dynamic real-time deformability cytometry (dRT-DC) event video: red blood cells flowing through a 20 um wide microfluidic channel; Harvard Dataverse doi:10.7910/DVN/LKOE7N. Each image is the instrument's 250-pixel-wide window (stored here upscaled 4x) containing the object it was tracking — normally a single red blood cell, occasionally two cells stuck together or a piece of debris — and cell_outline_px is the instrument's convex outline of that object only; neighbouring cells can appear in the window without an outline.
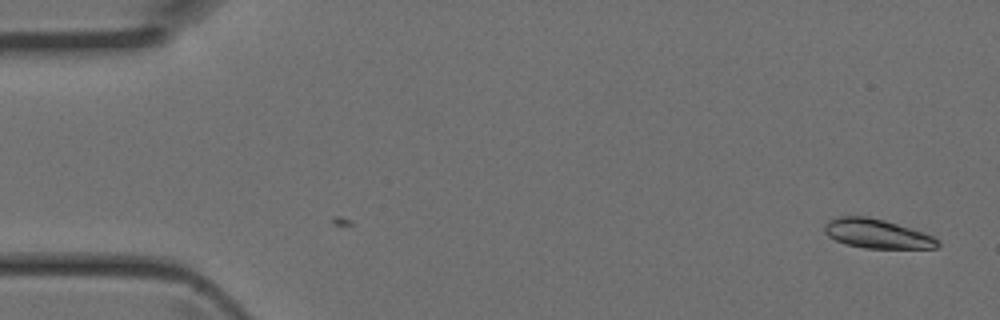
{"species": "Egyptian fruit bat (a non-hibernating species)", "species_latin": "Rousettus aegyptiacus", "temperature_condition": "room temperature", "stored_images_in_passage": 5, "camera_frame_rate_fps": 3000, "um_per_image_px": 0.085, "animal": {"sex": "female"}, "frame": {"image": 1, "passage_image": 5, "time_ms": 1.333, "image_size_px": [1000, 320], "cell_outline_px": [[940, 244], [936, 248], [864, 248], [844, 244], [828, 236], [824, 232], [824, 224], [828, 220], [840, 216], [868, 216], [884, 220], [912, 228], [932, 236], [940, 240]], "centroid_in_image_um": [74.52, 19.86], "position_along_channel_um": 10.5, "area_um2": 19.36}}